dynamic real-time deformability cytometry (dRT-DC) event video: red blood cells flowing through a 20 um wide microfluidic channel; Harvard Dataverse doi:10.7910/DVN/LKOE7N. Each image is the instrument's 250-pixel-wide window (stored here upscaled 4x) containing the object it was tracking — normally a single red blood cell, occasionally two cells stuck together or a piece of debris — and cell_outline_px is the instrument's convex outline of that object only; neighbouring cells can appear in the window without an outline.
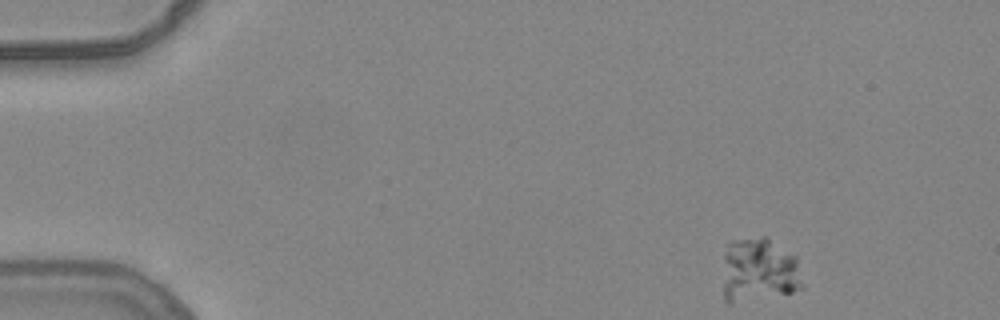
{"species": "common noctule bat (a hibernating species)", "species_latin": "Nyctalus noctula", "temperature_condition": "warm", "stored_images_in_passage": 49, "camera_frame_rate_fps": 3000, "um_per_image_px": 0.085, "animal": {"sex": "female", "body_mass_g": 24.6, "forearm_length_mm": 56.2}, "frame": {"image": 1, "passage_image": 1, "time_ms": 0.0, "image_size_px": [1000, 320], "cell_outline_px": [[804, 288], [792, 292], [728, 304], [724, 304], [724, 256], [728, 244], [732, 240], [760, 236], [768, 236], [796, 256], [804, 284]], "centroid_in_image_um": [64.53, 22.95], "position_along_channel_um": 20.5, "area_um2": 30.35}}
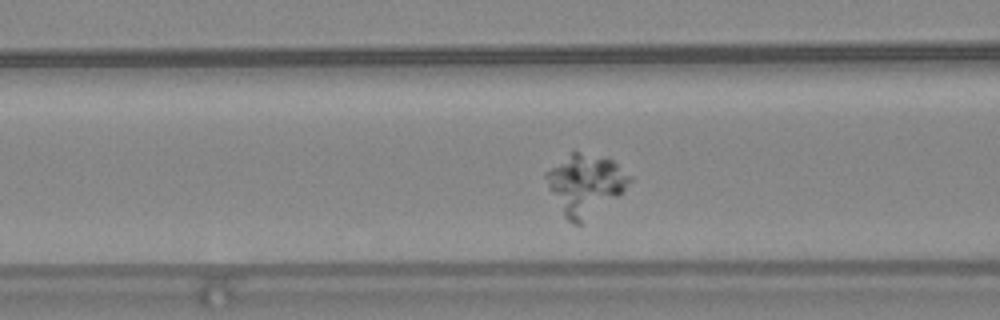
{"frame": {"image": 2, "passage_image": 17, "time_ms": 5.333, "image_size_px": [1000, 320], "cell_outline_px": [[632, 180], [624, 192], [580, 224], [572, 224], [564, 216], [548, 188], [544, 176], [544, 172], [572, 152], [576, 152], [612, 160], [632, 176]], "centroid_in_image_um": [49.75, 15.71], "position_along_channel_um": 116.9, "area_um2": 29.13}}
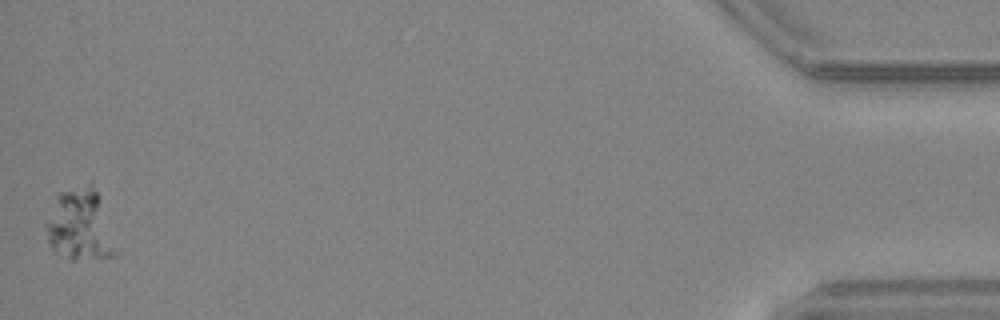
{"frame": {"image": 3, "passage_image": 49, "time_ms": 16.0, "image_size_px": [1000, 320], "cell_outline_px": [[120, 252], [116, 256], [72, 260], [68, 260], [56, 252], [52, 248], [48, 240], [44, 224], [60, 192], [92, 180], [100, 196], [120, 248]], "centroid_in_image_um": [6.88, 19.14], "position_along_channel_um": 428.3, "area_um2": 30.06}}